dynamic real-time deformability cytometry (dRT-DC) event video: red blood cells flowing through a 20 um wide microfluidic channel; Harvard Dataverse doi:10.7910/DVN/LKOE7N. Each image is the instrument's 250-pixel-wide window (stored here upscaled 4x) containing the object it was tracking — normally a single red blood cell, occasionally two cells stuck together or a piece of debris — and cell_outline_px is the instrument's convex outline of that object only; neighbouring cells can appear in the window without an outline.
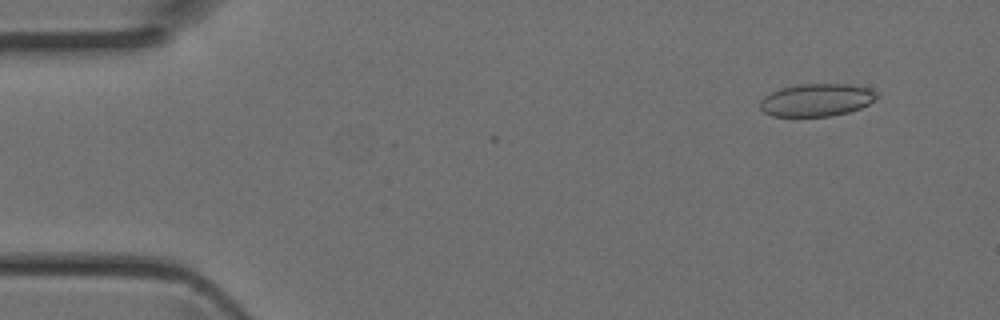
{"species": "Egyptian fruit bat (a non-hibernating species)", "species_latin": "Rousettus aegyptiacus", "temperature_condition": "room temperature", "stored_images_in_passage": 4, "camera_frame_rate_fps": 3000, "um_per_image_px": 0.085, "animal": {"sex": "female"}, "frame": {"image": 1, "passage_image": 4, "time_ms": 1.0, "image_size_px": [1000, 320], "cell_outline_px": [[880, 96], [876, 100], [860, 108], [848, 112], [832, 116], [772, 116], [764, 112], [760, 108], [760, 100], [764, 96], [780, 88], [796, 84], [848, 84], [868, 88], [880, 92]], "centroid_in_image_um": [69.44, 8.49], "position_along_channel_um": 15.6, "area_um2": 22.43}}